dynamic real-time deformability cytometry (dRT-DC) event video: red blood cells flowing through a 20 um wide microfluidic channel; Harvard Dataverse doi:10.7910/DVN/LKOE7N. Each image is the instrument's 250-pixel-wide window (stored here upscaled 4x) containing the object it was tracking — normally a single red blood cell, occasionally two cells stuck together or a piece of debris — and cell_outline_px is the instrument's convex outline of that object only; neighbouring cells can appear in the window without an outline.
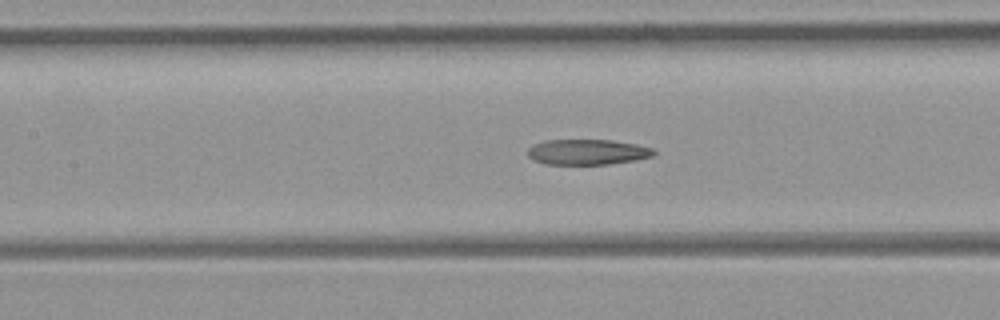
{"species": "common noctule bat (a hibernating species)", "species_latin": "Nyctalus noctula", "temperature_condition": "room temperature", "stored_images_in_passage": 24, "camera_frame_rate_fps": 3000, "um_per_image_px": 0.085, "animal": {"sex": "female", "body_mass_g": 21.9}, "frame": {"image": 1, "passage_image": 8, "time_ms": 2.333, "image_size_px": [1000, 320], "cell_outline_px": [[656, 152], [652, 156], [636, 160], [608, 164], [544, 164], [532, 160], [528, 156], [528, 148], [532, 144], [544, 140], [612, 140], [636, 144], [652, 148]], "centroid_in_image_um": [49.89, 12.92], "position_along_channel_um": 157.5, "area_um2": 18.79}}
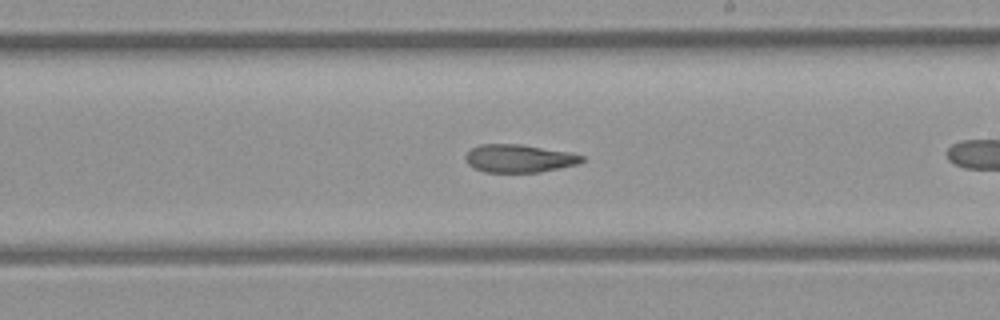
{"frame": {"image": 2, "passage_image": 14, "time_ms": 4.333, "image_size_px": [1000, 320], "cell_outline_px": [[584, 160], [580, 164], [540, 172], [484, 172], [468, 164], [464, 156], [472, 148], [480, 144], [520, 144], [572, 152], [584, 156]], "centroid_in_image_um": [44.17, 13.46], "position_along_channel_um": 244.8, "area_um2": 19.07}}
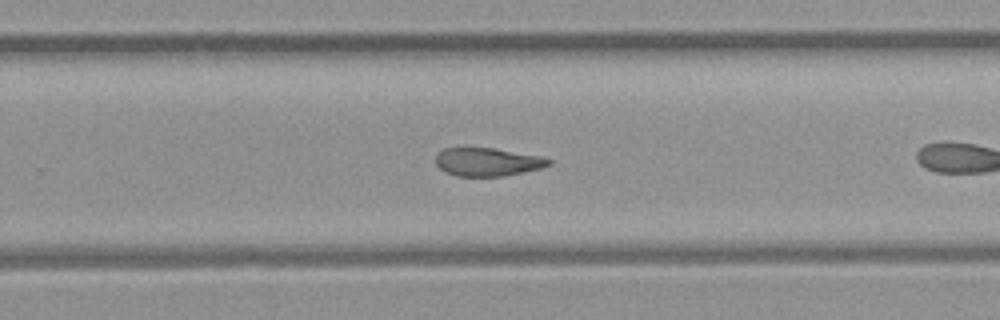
{"frame": {"image": 3, "passage_image": 17, "time_ms": 5.333, "image_size_px": [1000, 320], "cell_outline_px": [[552, 164], [540, 168], [504, 176], [456, 176], [444, 172], [436, 164], [436, 156], [444, 148], [496, 148], [540, 156], [552, 160]], "centroid_in_image_um": [41.44, 13.76], "position_along_channel_um": 288.4, "area_um2": 18.55}}